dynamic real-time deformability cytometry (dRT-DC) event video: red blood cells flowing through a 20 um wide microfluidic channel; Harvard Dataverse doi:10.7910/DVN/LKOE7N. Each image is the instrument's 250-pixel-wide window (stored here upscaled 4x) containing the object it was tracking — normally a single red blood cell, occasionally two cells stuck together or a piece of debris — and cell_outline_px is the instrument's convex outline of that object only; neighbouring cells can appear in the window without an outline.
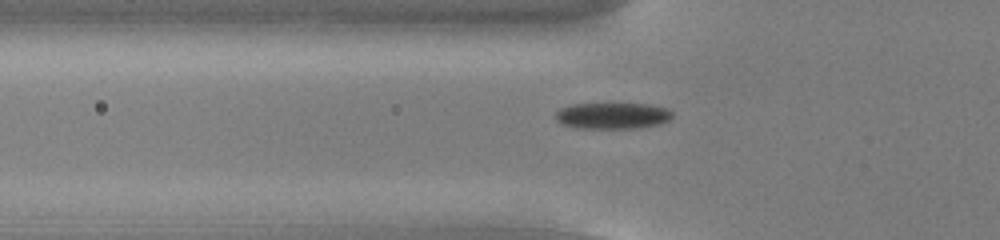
{"species": "common noctule bat (a hibernating species)", "species_latin": "Nyctalus noctula", "temperature_condition": "cold", "stored_images_in_passage": 51, "camera_frame_rate_fps": 3000, "um_per_image_px": 0.085, "animal": {"sex": "male", "body_mass_g": 13.0, "forearm_length_mm": 53.1}, "frame": {"image": 1, "passage_image": 16, "time_ms": 5.0, "image_size_px": [1000, 240], "cell_outline_px": [[672, 116], [668, 120], [660, 124], [636, 128], [576, 128], [564, 124], [556, 120], [556, 112], [560, 108], [572, 104], [648, 104], [664, 108], [672, 112]], "centroid_in_image_um": [52.04, 9.84], "position_along_channel_um": 73.8, "area_um2": 17.69}}
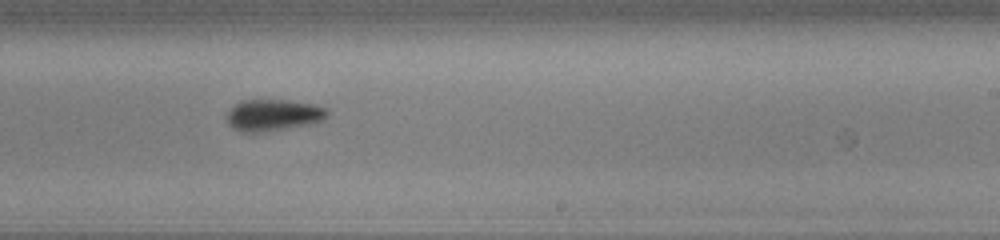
{"frame": {"image": 2, "passage_image": 31, "time_ms": 10.0, "image_size_px": [1000, 240], "cell_outline_px": [[328, 116], [324, 120], [312, 124], [288, 128], [256, 132], [240, 132], [232, 128], [228, 124], [228, 112], [240, 100], [288, 100], [312, 104], [328, 108]], "centroid_in_image_um": [23.26, 9.78], "position_along_channel_um": 265.7, "area_um2": 18.5}}
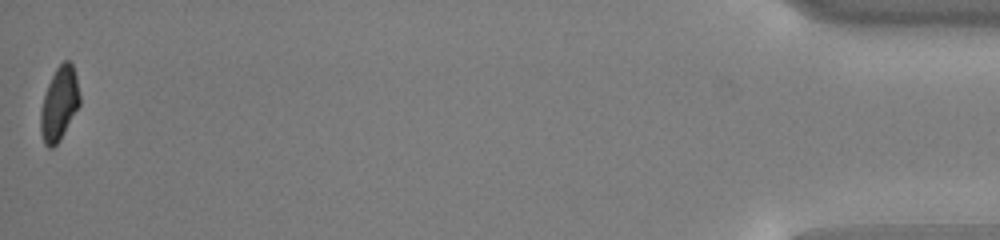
{"frame": {"image": 3, "passage_image": 51, "time_ms": 16.667, "image_size_px": [1000, 240], "cell_outline_px": [[80, 104], [60, 140], [52, 148], [48, 148], [44, 144], [40, 132], [40, 108], [48, 84], [56, 68], [64, 60], [68, 60], [72, 64], [76, 76], [80, 96]], "centroid_in_image_um": [5.02, 8.84], "position_along_channel_um": 430.2, "area_um2": 16.76}, "authors_computed_cell_mechanics": {"area_um2": 17.6868, "velocity_mm_per_s": 3.8488, "shape_relaxation_time_tau1_ms": 3.4468, "shape_relaxation_time_tau2_ms": null, "deformation_change_tau1": 0.0855, "deformation_change_tau2": null}}